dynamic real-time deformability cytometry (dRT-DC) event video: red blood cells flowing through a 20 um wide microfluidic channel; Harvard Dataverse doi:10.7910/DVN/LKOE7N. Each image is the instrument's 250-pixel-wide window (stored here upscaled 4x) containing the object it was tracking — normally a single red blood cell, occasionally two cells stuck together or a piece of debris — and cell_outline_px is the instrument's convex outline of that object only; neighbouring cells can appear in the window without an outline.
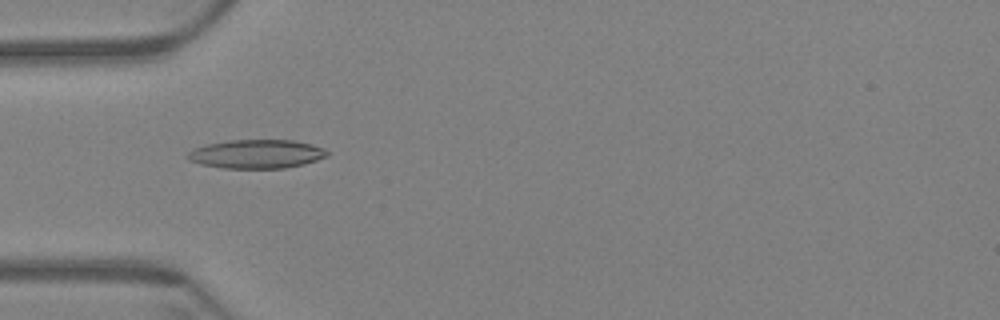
{"species": "Egyptian fruit bat (a non-hibernating species)", "species_latin": "Rousettus aegyptiacus", "temperature_condition": "warm", "stored_images_in_passage": 57, "camera_frame_rate_fps": 3000, "um_per_image_px": 0.085, "animal": {"sex": "female"}, "frame": {"image": 1, "passage_image": 16, "time_ms": 5.0, "image_size_px": [1000, 320], "cell_outline_px": [[328, 156], [304, 164], [284, 168], [224, 168], [200, 164], [188, 160], [188, 152], [196, 148], [208, 144], [228, 140], [292, 140], [312, 144], [324, 148], [328, 152]], "centroid_in_image_um": [21.83, 13.09], "position_along_channel_um": 63.2, "area_um2": 23.29}}
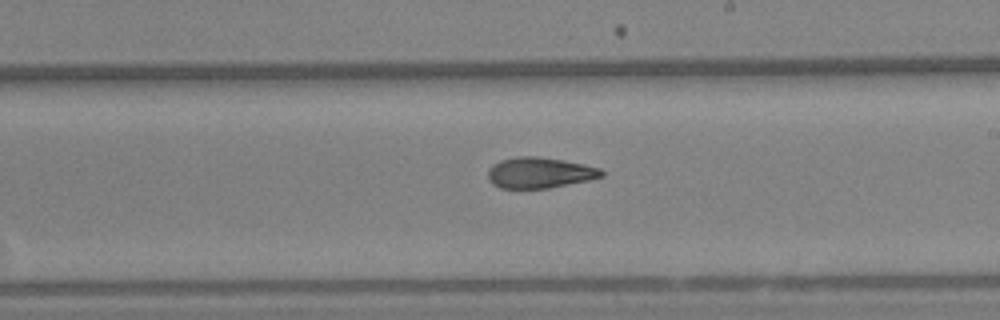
{"frame": {"image": 2, "passage_image": 32, "time_ms": 10.333, "image_size_px": [1000, 320], "cell_outline_px": [[604, 176], [588, 180], [548, 188], [500, 188], [492, 184], [488, 180], [488, 168], [492, 164], [500, 160], [516, 156], [536, 156], [564, 160], [584, 164], [600, 168], [604, 172]], "centroid_in_image_um": [45.84, 14.67], "position_along_channel_um": 243.2, "area_um2": 20.52}}
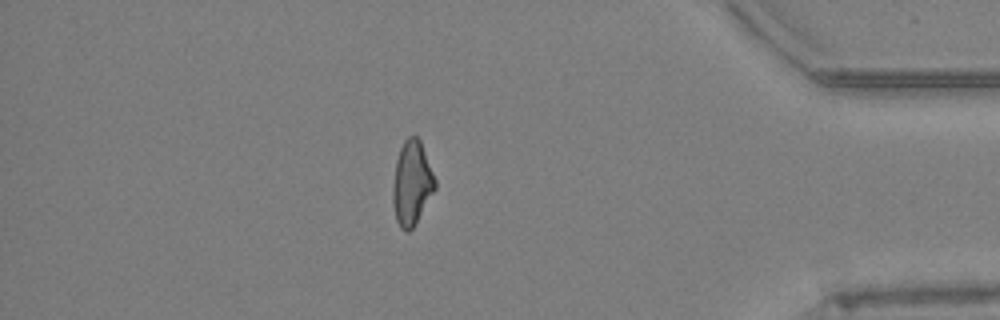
{"frame": {"image": 3, "passage_image": 49, "time_ms": 16.0, "image_size_px": [1000, 320], "cell_outline_px": [[436, 188], [412, 228], [408, 232], [404, 232], [400, 228], [396, 220], [392, 204], [392, 188], [396, 160], [400, 148], [404, 140], [408, 136], [416, 136], [420, 140], [436, 180]], "centroid_in_image_um": [34.98, 15.57], "position_along_channel_um": 400.2, "area_um2": 20.69}, "authors_computed_cell_mechanics": {"area_um2": 20.9814, "velocity_mm_per_s": 3.4184, "shape_relaxation_time_tau1_ms": null, "shape_relaxation_time_tau2_ms": 3.382, "deformation_change_tau1": null, "deformation_change_tau2": 0.104}}